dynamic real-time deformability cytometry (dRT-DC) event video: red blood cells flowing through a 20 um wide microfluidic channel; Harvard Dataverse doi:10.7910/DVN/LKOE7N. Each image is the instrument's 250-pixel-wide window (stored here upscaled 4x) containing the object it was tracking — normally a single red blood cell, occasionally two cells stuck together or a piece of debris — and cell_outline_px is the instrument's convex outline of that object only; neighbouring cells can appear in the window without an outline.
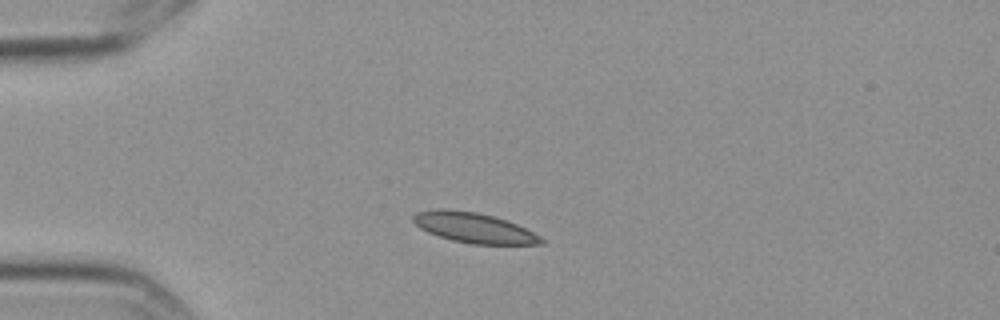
{"species": "Egyptian fruit bat (a non-hibernating species)", "species_latin": "Rousettus aegyptiacus", "temperature_condition": "cold", "stored_images_in_passage": 5, "camera_frame_rate_fps": 3000, "um_per_image_px": 0.085, "frame": {"image": 1, "passage_image": 2, "time_ms": 0.333, "image_size_px": [1000, 320], "cell_outline_px": [[544, 244], [472, 244], [452, 240], [428, 232], [420, 228], [412, 220], [412, 216], [416, 212], [436, 208], [444, 208], [476, 212], [492, 216], [516, 224], [540, 236], [544, 240]], "centroid_in_image_um": [40.24, 19.35], "position_along_channel_um": 44.8, "area_um2": 22.31}}
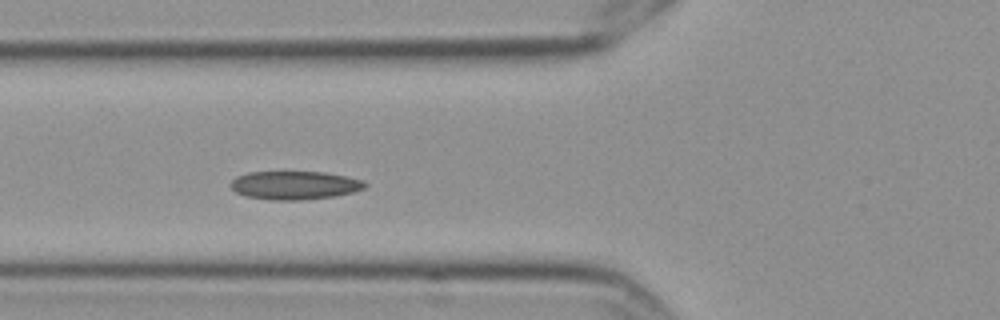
{"frame": {"image": 2, "passage_image": 4, "time_ms": 1.0, "image_size_px": [1000, 320], "cell_outline_px": [[368, 184], [364, 188], [352, 192], [336, 196], [304, 200], [268, 200], [244, 196], [236, 192], [232, 188], [232, 180], [236, 176], [248, 172], [324, 172], [364, 180]], "centroid_in_image_um": [25.05, 15.75], "position_along_channel_um": 100.8, "area_um2": 22.31}}
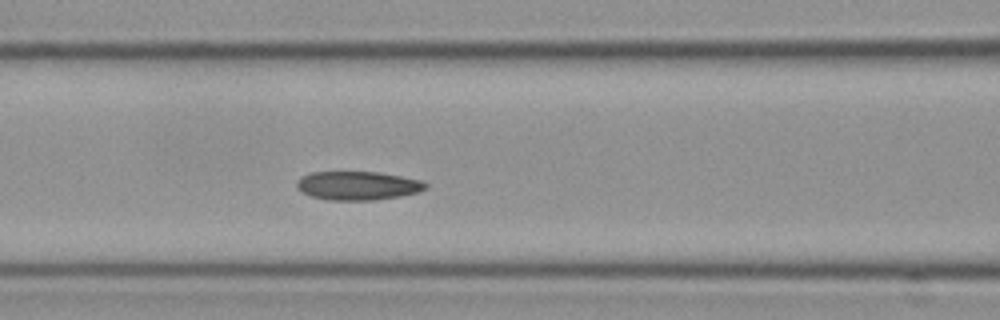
{"frame": {"image": 3, "passage_image": 5, "time_ms": 1.333, "image_size_px": [1000, 320], "cell_outline_px": [[428, 188], [420, 192], [400, 196], [372, 200], [328, 200], [312, 196], [304, 192], [296, 184], [296, 180], [300, 176], [312, 172], [380, 172], [420, 180], [428, 184]], "centroid_in_image_um": [30.44, 15.77], "position_along_channel_um": 136.2, "area_um2": 21.5}}